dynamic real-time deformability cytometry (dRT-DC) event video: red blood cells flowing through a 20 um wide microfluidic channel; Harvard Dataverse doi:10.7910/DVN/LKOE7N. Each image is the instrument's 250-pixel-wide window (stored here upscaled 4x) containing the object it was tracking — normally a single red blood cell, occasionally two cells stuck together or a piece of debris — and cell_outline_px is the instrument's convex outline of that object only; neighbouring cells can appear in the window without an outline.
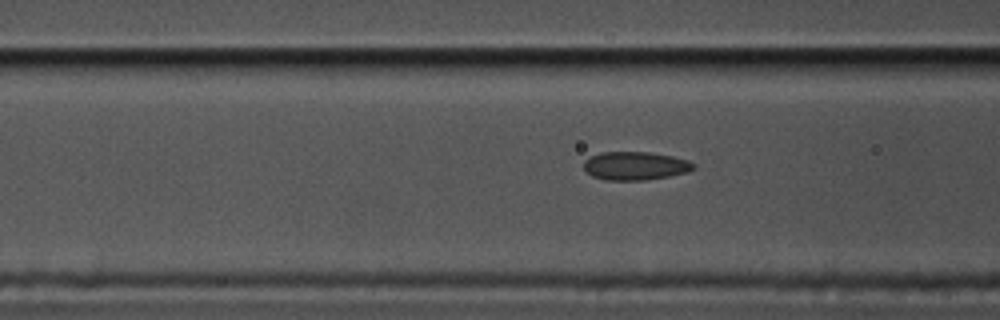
{"species": "common noctule bat (a hibernating species)", "species_latin": "Nyctalus noctula", "temperature_condition": "cold", "stored_images_in_passage": 40, "camera_frame_rate_fps": 3000, "um_per_image_px": 0.085, "animal": {"sex": "male", "body_mass_g": 17.5, "forearm_length_mm": 52.3}, "frame": {"image": 1, "passage_image": 4, "time_ms": 1.0, "image_size_px": [1000, 320], "cell_outline_px": [[696, 168], [688, 172], [668, 176], [644, 180], [604, 180], [592, 176], [584, 168], [584, 160], [600, 152], [648, 152], [672, 156], [688, 160], [696, 164]], "centroid_in_image_um": [54.01, 14.09], "position_along_channel_um": 112.6, "area_um2": 18.15}}
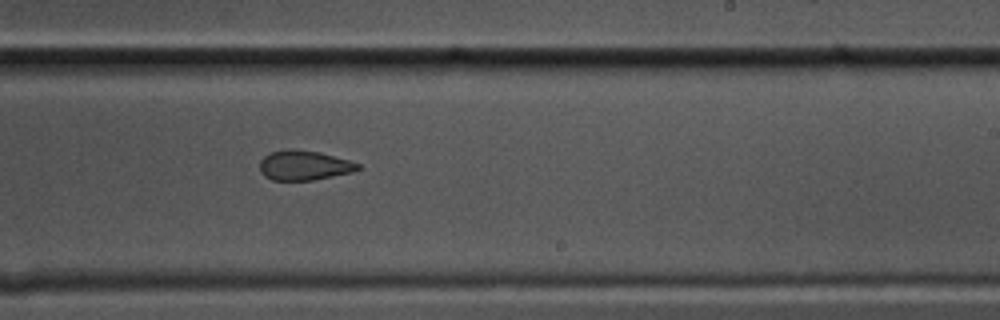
{"frame": {"image": 2, "passage_image": 17, "time_ms": 5.333, "image_size_px": [1000, 320], "cell_outline_px": [[360, 168], [352, 172], [312, 180], [272, 180], [264, 176], [260, 172], [260, 160], [264, 156], [272, 152], [320, 152], [348, 160], [360, 164]], "centroid_in_image_um": [25.85, 14.1], "position_along_channel_um": 263.1, "area_um2": 16.24}}
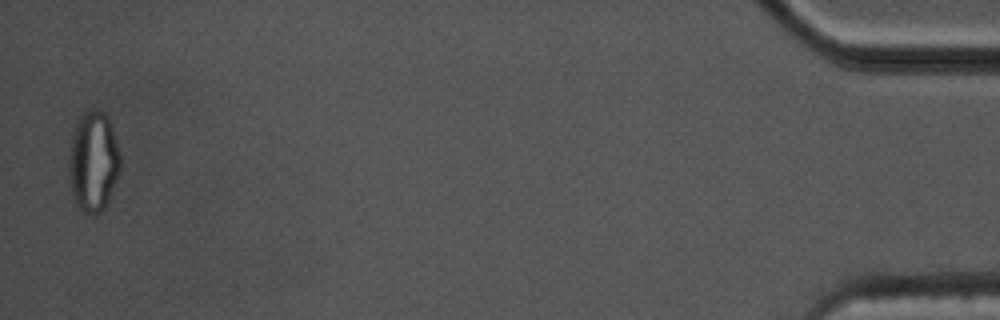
{"frame": {"image": 3, "passage_image": 39, "time_ms": 12.667, "image_size_px": [1000, 320], "cell_outline_px": [[120, 168], [104, 208], [100, 212], [84, 212], [76, 204], [72, 196], [68, 176], [68, 164], [72, 140], [80, 116], [84, 112], [104, 112], [108, 116], [112, 124], [120, 156]], "centroid_in_image_um": [7.92, 13.74], "position_along_channel_um": 427.3, "area_um2": 29.36}}